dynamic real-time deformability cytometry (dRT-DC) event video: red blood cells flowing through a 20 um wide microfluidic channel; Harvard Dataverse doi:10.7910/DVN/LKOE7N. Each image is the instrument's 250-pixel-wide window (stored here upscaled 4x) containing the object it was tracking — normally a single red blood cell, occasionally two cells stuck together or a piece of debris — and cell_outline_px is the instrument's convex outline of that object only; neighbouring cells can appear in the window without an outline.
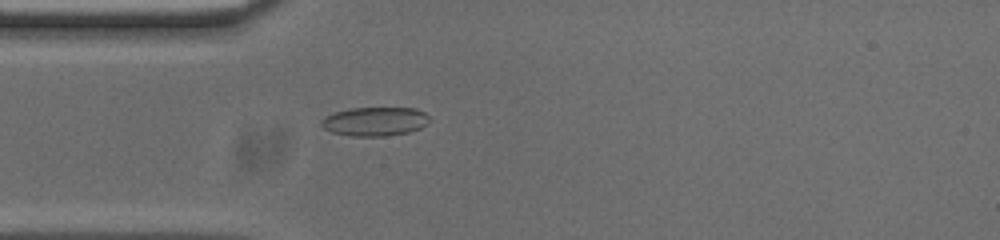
{"species": "common noctule bat (a hibernating species)", "species_latin": "Nyctalus noctula", "temperature_condition": "cold", "stored_images_in_passage": 53, "camera_frame_rate_fps": 3000, "um_per_image_px": 0.085, "animal": {"sex": "male", "body_mass_g": 20.0, "forearm_length_mm": 53.3}, "frame": {"image": 1, "passage_image": 14, "time_ms": 4.333, "image_size_px": [1000, 240], "cell_outline_px": [[428, 124], [420, 128], [408, 132], [384, 136], [352, 136], [332, 132], [324, 128], [320, 124], [320, 120], [324, 116], [336, 112], [352, 108], [416, 108], [424, 112], [428, 116]], "centroid_in_image_um": [31.85, 10.32], "position_along_channel_um": 53.1, "area_um2": 18.15}}
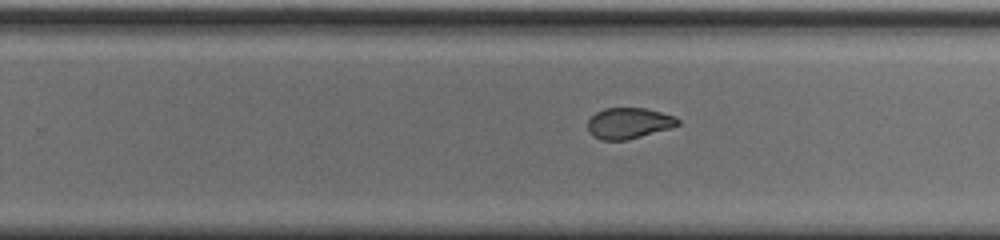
{"frame": {"image": 2, "passage_image": 32, "time_ms": 10.333, "image_size_px": [1000, 240], "cell_outline_px": [[680, 124], [672, 128], [628, 140], [600, 140], [592, 136], [588, 132], [588, 120], [596, 112], [604, 108], [648, 108], [676, 116], [680, 120]], "centroid_in_image_um": [53.47, 10.47], "position_along_channel_um": 276.3, "area_um2": 16.59}}
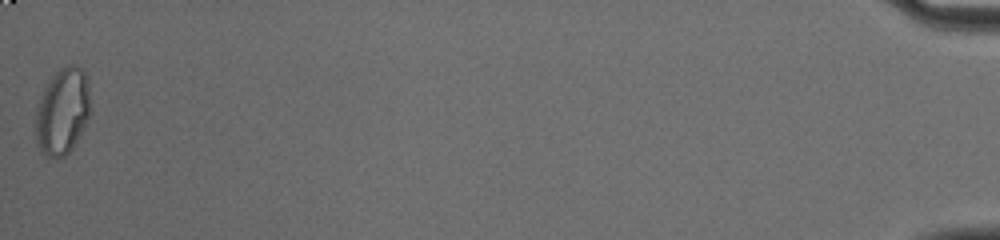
{"frame": {"image": 3, "passage_image": 53, "time_ms": 17.333, "image_size_px": [1000, 240], "cell_outline_px": [[92, 112], [72, 148], [64, 156], [56, 160], [40, 152], [36, 144], [36, 108], [44, 88], [56, 72], [60, 68], [68, 64], [76, 64], [84, 72], [88, 80]], "centroid_in_image_um": [5.33, 9.47], "position_along_channel_um": 429.9, "area_um2": 27.98}, "authors_computed_cell_mechanics": {"area_um2": 17.629, "velocity_mm_per_s": 3.7708, "shape_relaxation_time_tau1_ms": null, "shape_relaxation_time_tau2_ms": 1.4054, "deformation_change_tau1": null, "deformation_change_tau2": 0.0627}}